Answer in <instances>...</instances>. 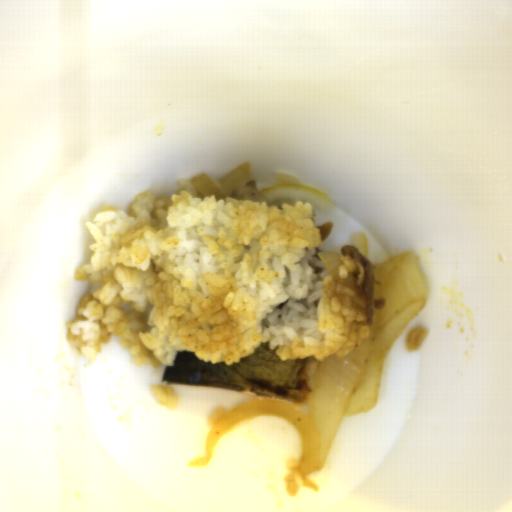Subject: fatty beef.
<instances>
[{
    "instance_id": "1bbc456c",
    "label": "fatty beef",
    "mask_w": 512,
    "mask_h": 512,
    "mask_svg": "<svg viewBox=\"0 0 512 512\" xmlns=\"http://www.w3.org/2000/svg\"><path fill=\"white\" fill-rule=\"evenodd\" d=\"M229 197L237 201L248 199L260 203L269 202L268 199L260 191L257 190L255 180H249L246 183L240 185L233 190Z\"/></svg>"
},
{
    "instance_id": "8fa450e3",
    "label": "fatty beef",
    "mask_w": 512,
    "mask_h": 512,
    "mask_svg": "<svg viewBox=\"0 0 512 512\" xmlns=\"http://www.w3.org/2000/svg\"><path fill=\"white\" fill-rule=\"evenodd\" d=\"M340 253L343 258L350 256L354 262L355 270L351 273L356 281L355 291L367 300L368 320L363 323L366 326L373 325L375 309L383 310L387 303L386 298H375L376 266L354 245H342Z\"/></svg>"
},
{
    "instance_id": "5ad873be",
    "label": "fatty beef",
    "mask_w": 512,
    "mask_h": 512,
    "mask_svg": "<svg viewBox=\"0 0 512 512\" xmlns=\"http://www.w3.org/2000/svg\"><path fill=\"white\" fill-rule=\"evenodd\" d=\"M333 226H334V224L332 221H327L325 224H323L321 226H317L318 229L320 230L321 241L324 242V240H326L330 236V234L333 230Z\"/></svg>"
}]
</instances>
